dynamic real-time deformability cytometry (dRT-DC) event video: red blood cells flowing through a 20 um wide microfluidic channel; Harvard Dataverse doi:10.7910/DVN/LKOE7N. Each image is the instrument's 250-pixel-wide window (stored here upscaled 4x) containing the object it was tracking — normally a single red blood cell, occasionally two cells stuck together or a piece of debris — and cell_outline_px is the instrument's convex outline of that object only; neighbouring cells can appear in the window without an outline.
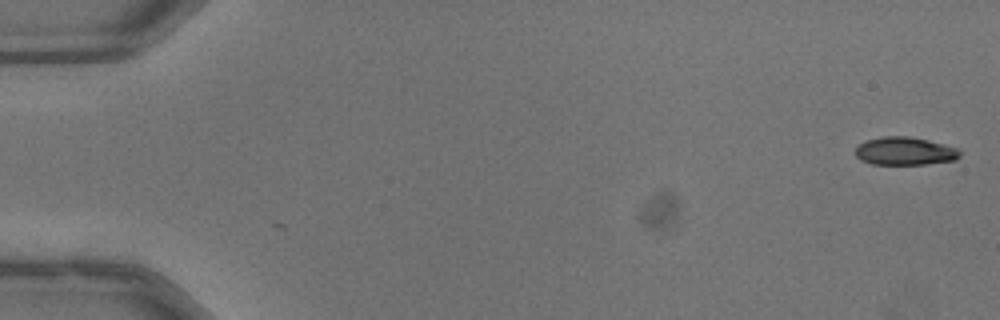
{"species": "common noctule bat (a hibernating species)", "species_latin": "Nyctalus noctula", "temperature_condition": "warm", "stored_images_in_passage": 52, "camera_frame_rate_fps": 3000, "um_per_image_px": 0.085, "animal": {"sex": "male", "body_mass_g": 13.3}, "frame": {"image": 1, "passage_image": 1, "time_ms": 0.0, "image_size_px": [1000, 320], "cell_outline_px": [[960, 156], [956, 160], [924, 164], [872, 164], [860, 160], [856, 156], [856, 148], [860, 144], [868, 140], [884, 136], [908, 136], [928, 140], [944, 144], [956, 148], [960, 152]], "centroid_in_image_um": [76.92, 12.85], "position_along_channel_um": 8.1, "area_um2": 16.94}}
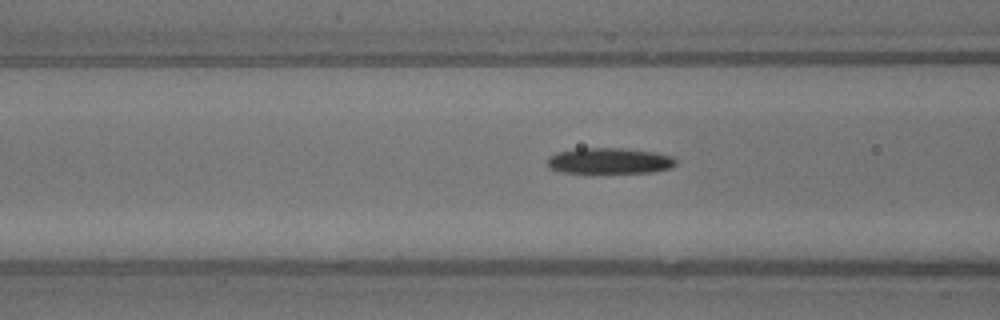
{"frame": {"image": 2, "passage_image": 21, "time_ms": 6.667, "image_size_px": [1000, 320], "cell_outline_px": [[676, 164], [672, 168], [652, 172], [560, 172], [548, 168], [548, 156], [556, 152], [576, 148], [624, 148], [656, 152], [672, 156], [676, 160]], "centroid_in_image_um": [51.8, 13.66], "position_along_channel_um": 114.8, "area_um2": 19.48}}
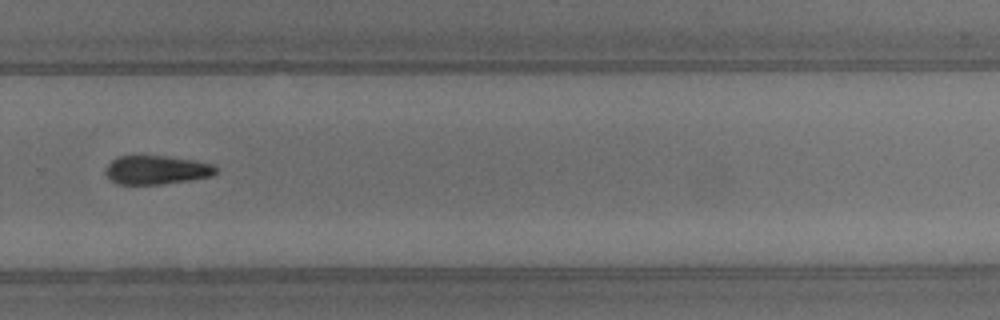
{"frame": {"image": 3, "passage_image": 36, "time_ms": 11.667, "image_size_px": [1000, 320], "cell_outline_px": [[220, 168], [212, 176], [192, 180], [160, 184], [120, 184], [112, 180], [104, 172], [108, 164], [116, 156], [132, 152], [168, 156], [196, 160], [212, 164]], "centroid_in_image_um": [13.29, 14.38], "position_along_channel_um": 316.5, "area_um2": 19.36}, "authors_computed_cell_mechanics": {"area_um2": 18.9006, "velocity_mm_per_s": 4.0299, "shape_relaxation_time_tau1_ms": 3.6237, "shape_relaxation_time_tau2_ms": null, "deformation_change_tau1": 0.1256, "deformation_change_tau2": null}}